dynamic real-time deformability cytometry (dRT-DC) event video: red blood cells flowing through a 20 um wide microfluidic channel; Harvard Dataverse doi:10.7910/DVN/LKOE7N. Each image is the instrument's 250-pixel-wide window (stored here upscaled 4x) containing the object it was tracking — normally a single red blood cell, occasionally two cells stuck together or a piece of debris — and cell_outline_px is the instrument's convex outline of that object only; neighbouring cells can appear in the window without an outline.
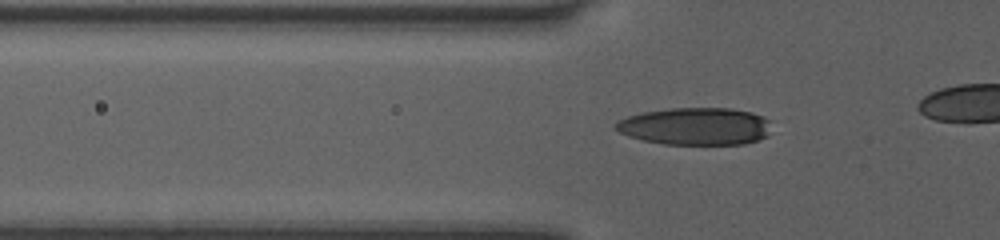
{"species": "human", "species_latin": "Homo sapiens", "temperature_condition": "room temperature", "stored_images_in_passage": 44, "camera_frame_rate_fps": 3000, "um_per_image_px": 0.085, "donor": {"sex": "female"}, "frame": {"image": 1, "passage_image": 19, "time_ms": 6.0, "image_size_px": [1000, 240], "cell_outline_px": [[768, 136], [744, 144], [664, 144], [644, 140], [628, 136], [620, 132], [616, 128], [616, 120], [640, 112], [672, 108], [732, 108], [752, 112], [764, 116], [768, 120]], "centroid_in_image_um": [59.1, 10.72], "position_along_channel_um": 66.7, "area_um2": 33.93}}
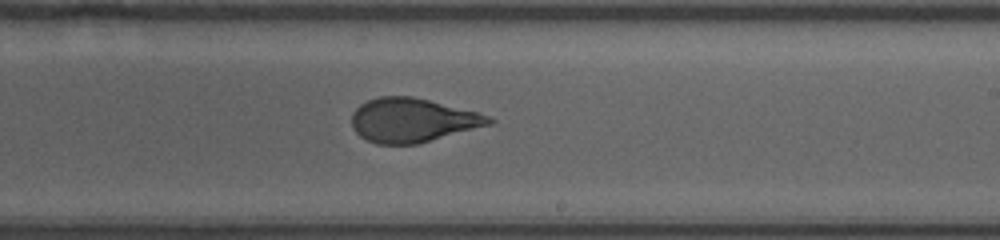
{"frame": {"image": 2, "passage_image": 33, "time_ms": 10.667, "image_size_px": [1000, 240], "cell_outline_px": [[496, 120], [492, 124], [416, 144], [376, 144], [360, 136], [352, 128], [352, 112], [360, 104], [368, 100], [380, 96], [412, 96], [476, 112], [488, 116]], "centroid_in_image_um": [35.02, 10.22], "position_along_channel_um": 254.0, "area_um2": 34.91}}
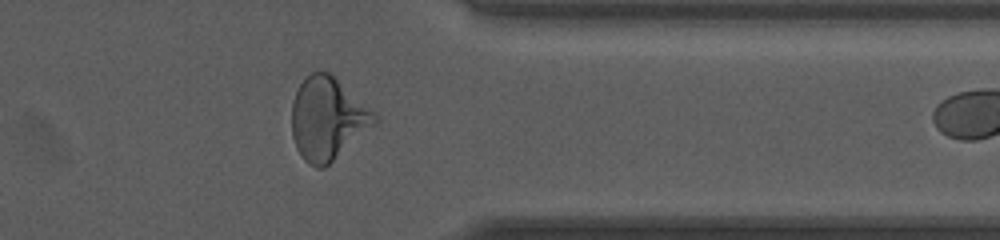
{"frame": {"image": 3, "passage_image": 43, "time_ms": 14.0, "image_size_px": [1000, 240], "cell_outline_px": [[380, 124], [324, 168], [316, 168], [308, 164], [300, 156], [296, 148], [292, 136], [292, 100], [300, 84], [312, 72], [328, 72], [376, 112], [380, 116]], "centroid_in_image_um": [27.91, 10.14], "position_along_channel_um": 383.5, "area_um2": 40.52}}